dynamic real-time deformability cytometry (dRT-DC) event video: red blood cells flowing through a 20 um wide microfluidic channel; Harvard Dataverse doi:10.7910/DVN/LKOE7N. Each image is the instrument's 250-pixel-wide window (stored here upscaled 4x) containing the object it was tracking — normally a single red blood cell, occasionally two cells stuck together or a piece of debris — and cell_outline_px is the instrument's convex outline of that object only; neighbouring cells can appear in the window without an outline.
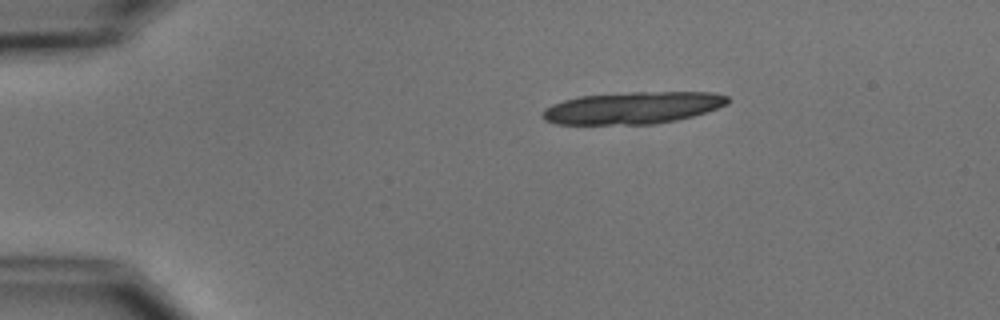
{"species": "common noctule bat (a hibernating species)", "species_latin": "Nyctalus noctula", "temperature_condition": "cold", "stored_images_in_passage": 4, "camera_frame_rate_fps": 3000, "um_per_image_px": 0.085, "animal": {"sex": "male", "body_mass_g": 15.6}, "frame": {"image": 1, "passage_image": 1, "time_ms": 0.0, "image_size_px": [1000, 320], "cell_outline_px": [[728, 104], [692, 116], [676, 120], [656, 124], [556, 124], [544, 120], [540, 116], [544, 108], [552, 104], [564, 100], [580, 96], [628, 92], [712, 92], [728, 96]], "centroid_in_image_um": [53.74, 9.16], "position_along_channel_um": 31.3, "area_um2": 34.62}}